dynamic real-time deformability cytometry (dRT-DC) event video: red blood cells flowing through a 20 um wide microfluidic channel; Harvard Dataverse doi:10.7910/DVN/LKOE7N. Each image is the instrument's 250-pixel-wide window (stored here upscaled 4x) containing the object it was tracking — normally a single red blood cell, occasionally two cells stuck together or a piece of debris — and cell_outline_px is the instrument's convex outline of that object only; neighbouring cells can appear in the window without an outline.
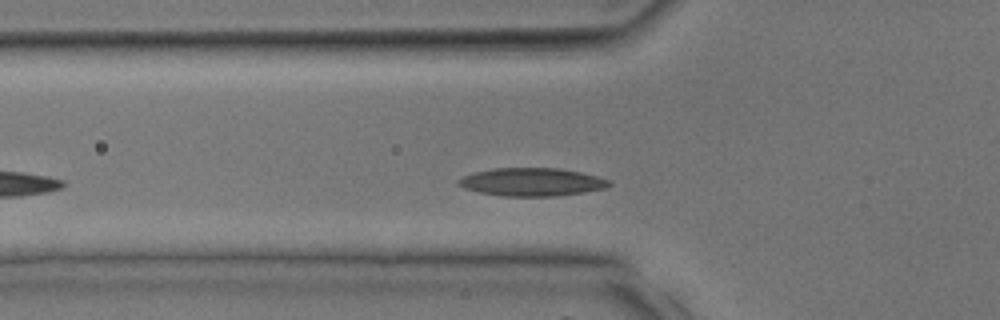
{"species": "common noctule bat (a hibernating species)", "species_latin": "Nyctalus noctula", "temperature_condition": "room temperature", "stored_images_in_passage": 26, "camera_frame_rate_fps": 3000, "um_per_image_px": 0.085, "animal": {"sex": "male", "body_mass_g": 17.9, "forearm_length_mm": 54.2}, "frame": {"image": 1, "passage_image": 5, "time_ms": 1.333, "image_size_px": [1000, 320], "cell_outline_px": [[612, 184], [604, 188], [584, 192], [556, 196], [504, 196], [480, 192], [464, 188], [456, 184], [456, 180], [464, 176], [476, 172], [492, 168], [560, 168], [580, 172], [596, 176], [608, 180]], "centroid_in_image_um": [45.18, 15.47], "position_along_channel_um": 80.6, "area_um2": 24.51}}
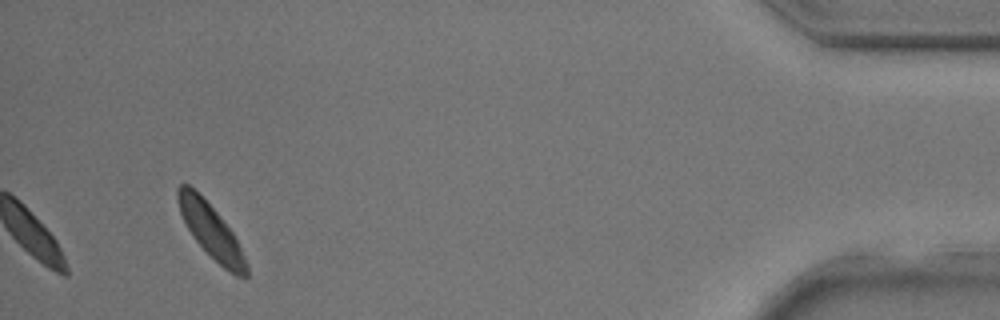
{"frame": {"image": 2, "passage_image": 26, "time_ms": 8.333, "image_size_px": [1000, 320], "cell_outline_px": [[248, 276], [236, 276], [228, 272], [196, 240], [188, 228], [180, 212], [176, 196], [176, 188], [180, 184], [188, 184], [216, 212], [232, 232], [248, 264]], "centroid_in_image_um": [17.93, 19.64], "position_along_channel_um": 417.3, "area_um2": 20.69}}